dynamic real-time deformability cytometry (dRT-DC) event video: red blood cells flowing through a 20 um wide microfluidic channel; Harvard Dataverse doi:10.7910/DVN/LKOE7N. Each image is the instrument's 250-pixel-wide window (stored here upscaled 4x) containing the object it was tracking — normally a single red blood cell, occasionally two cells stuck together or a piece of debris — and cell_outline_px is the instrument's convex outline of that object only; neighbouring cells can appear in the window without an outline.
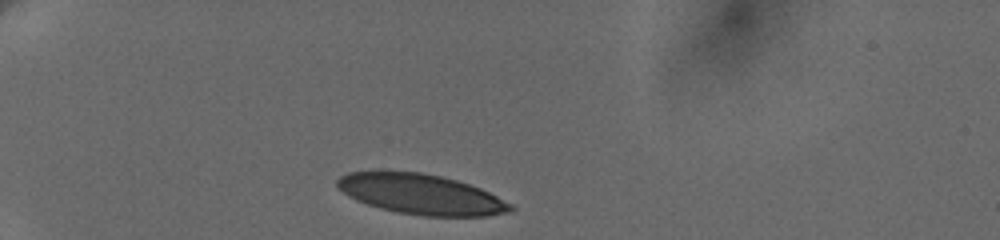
{"species": "human", "species_latin": "Homo sapiens", "temperature_condition": "cold", "stored_images_in_passage": 9, "camera_frame_rate_fps": 3000, "um_per_image_px": 0.085, "donor": {"sex": "female"}, "frame": {"image": 1, "passage_image": 1, "time_ms": 0.0, "image_size_px": [1000, 240], "cell_outline_px": [[516, 208], [512, 212], [488, 216], [420, 216], [380, 208], [356, 200], [348, 196], [336, 184], [336, 180], [340, 176], [348, 172], [420, 172], [440, 176], [456, 180], [480, 188], [512, 204]], "centroid_in_image_um": [35.83, 16.53], "position_along_channel_um": 49.2, "area_um2": 40.29}}
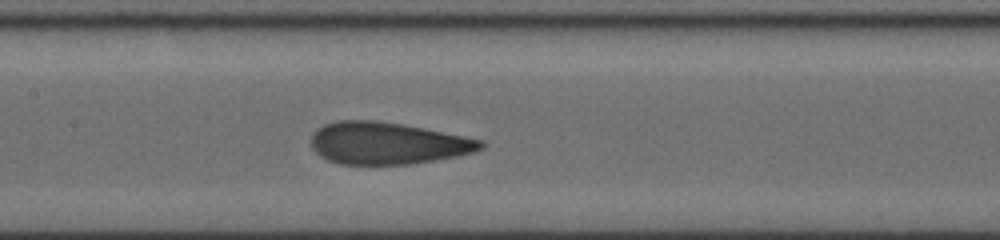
{"frame": {"image": 2, "passage_image": 6, "time_ms": 4.667, "image_size_px": [1000, 240], "cell_outline_px": [[484, 148], [472, 152], [456, 156], [436, 160], [412, 164], [340, 164], [328, 160], [320, 156], [312, 148], [312, 132], [316, 128], [324, 124], [336, 120], [376, 120], [404, 124], [484, 140]], "centroid_in_image_um": [32.92, 12.16], "position_along_channel_um": 174.5, "area_um2": 41.73}}
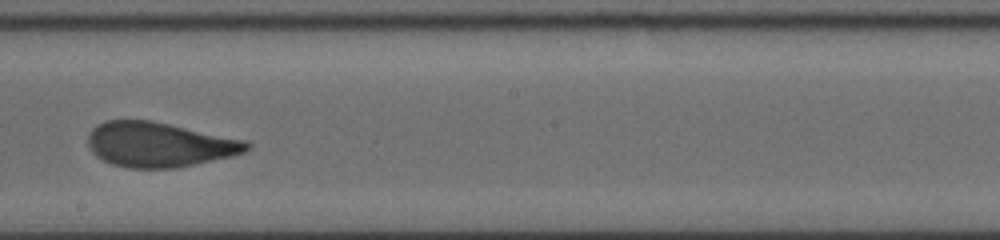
{"frame": {"image": 3, "passage_image": 8, "time_ms": 6.333, "image_size_px": [1000, 240], "cell_outline_px": [[252, 148], [244, 152], [232, 156], [176, 168], [128, 168], [112, 164], [96, 156], [92, 152], [88, 144], [88, 132], [96, 124], [104, 120], [152, 120], [248, 140], [252, 144]], "centroid_in_image_um": [13.55, 12.27], "position_along_channel_um": 234.6, "area_um2": 41.91}}